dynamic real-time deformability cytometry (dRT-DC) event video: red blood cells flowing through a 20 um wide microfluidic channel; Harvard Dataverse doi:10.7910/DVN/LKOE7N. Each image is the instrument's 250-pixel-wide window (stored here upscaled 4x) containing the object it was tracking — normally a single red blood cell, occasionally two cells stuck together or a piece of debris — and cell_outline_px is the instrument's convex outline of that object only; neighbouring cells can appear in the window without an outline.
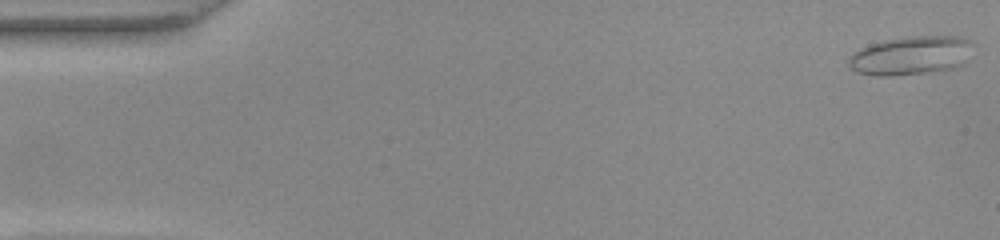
{"species": "common noctule bat (a hibernating species)", "species_latin": "Nyctalus noctula", "temperature_condition": "warm", "stored_images_in_passage": 52, "camera_frame_rate_fps": 3000, "um_per_image_px": 0.085, "animal": {"sex": "female", "body_mass_g": 22.0, "forearm_length_mm": 56.7}, "frame": {"image": 1, "passage_image": 1, "time_ms": 0.0, "image_size_px": [1000, 240], "cell_outline_px": [[976, 44], [968, 60], [964, 64], [956, 68], [892, 76], [876, 76], [856, 72], [848, 64], [848, 56], [852, 52], [868, 44], [884, 40], [908, 36], [960, 36], [972, 40]], "centroid_in_image_um": [77.47, 4.7], "position_along_channel_um": 7.5, "area_um2": 28.73}}
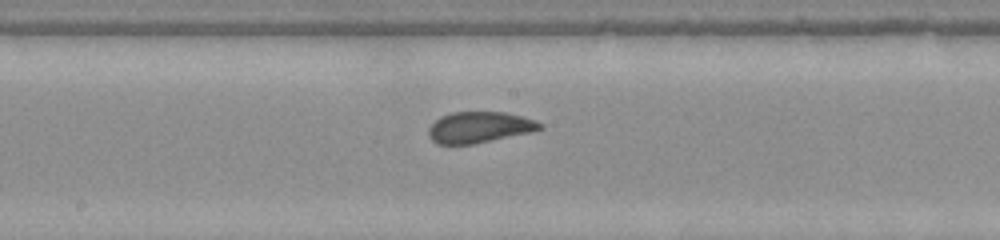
{"frame": {"image": 2, "passage_image": 27, "time_ms": 8.667, "image_size_px": [1000, 240], "cell_outline_px": [[544, 128], [532, 132], [472, 144], [436, 144], [428, 136], [428, 128], [440, 116], [452, 112], [504, 112], [536, 120], [544, 124]], "centroid_in_image_um": [40.75, 10.82], "position_along_channel_um": 207.4, "area_um2": 20.23}}
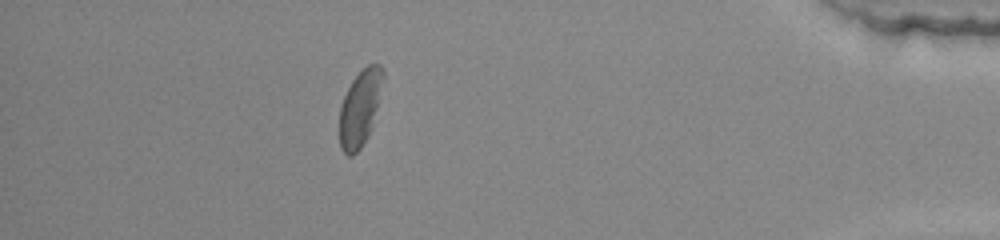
{"frame": {"image": 3, "passage_image": 46, "time_ms": 15.0, "image_size_px": [1000, 240], "cell_outline_px": [[384, 76], [372, 128], [368, 136], [360, 148], [352, 156], [348, 156], [340, 148], [340, 104], [352, 80], [368, 64], [380, 64], [384, 68]], "centroid_in_image_um": [30.6, 9.18], "position_along_channel_um": 404.6, "area_um2": 19.19}, "authors_computed_cell_mechanics": {"area_um2": 20.4034, "velocity_mm_per_s": 3.9002, "shape_relaxation_time_tau1_ms": 3.9139, "shape_relaxation_time_tau2_ms": 0.5651, "deformation_change_tau1": 0.1069, "deformation_change_tau2": 0.0565}}